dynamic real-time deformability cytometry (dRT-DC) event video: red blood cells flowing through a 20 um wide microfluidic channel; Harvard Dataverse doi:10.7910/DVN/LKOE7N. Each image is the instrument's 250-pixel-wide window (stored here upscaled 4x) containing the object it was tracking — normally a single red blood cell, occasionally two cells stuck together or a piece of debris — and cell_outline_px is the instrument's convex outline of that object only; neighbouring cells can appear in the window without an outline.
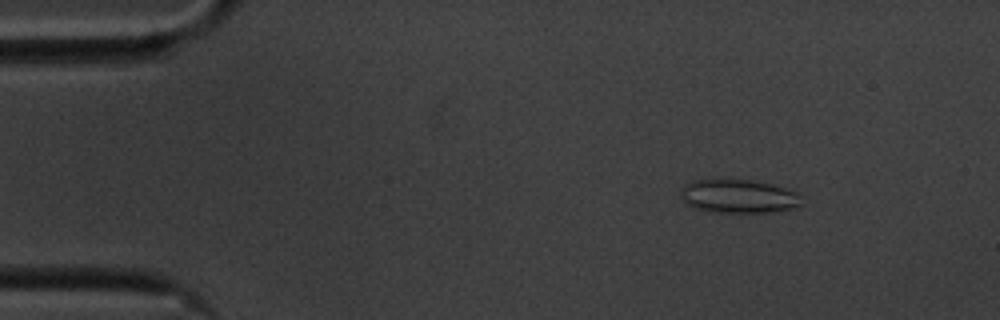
{"species": "common noctule bat (a hibernating species)", "species_latin": "Nyctalus noctula", "temperature_condition": "cold", "stored_images_in_passage": 57, "camera_frame_rate_fps": 3000, "um_per_image_px": 0.085, "animal": {"sex": "male", "body_mass_g": 20.1, "forearm_length_mm": 53.5}, "frame": {"image": 1, "passage_image": 8, "time_ms": 2.333, "image_size_px": [1000, 320], "cell_outline_px": [[804, 204], [792, 208], [768, 212], [708, 212], [692, 208], [680, 196], [680, 188], [684, 184], [692, 180], [752, 180], [772, 184], [796, 192], [800, 196]], "centroid_in_image_um": [62.74, 16.69], "position_along_channel_um": 22.3, "area_um2": 23.76}}
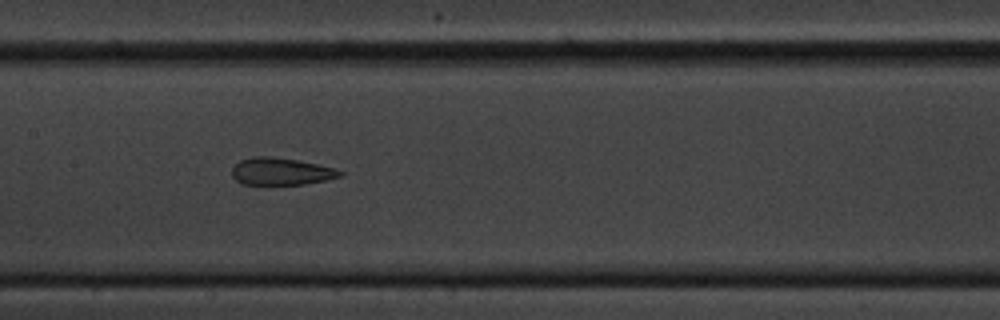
{"frame": {"image": 2, "passage_image": 28, "time_ms": 9.0, "image_size_px": [1000, 320], "cell_outline_px": [[344, 176], [304, 184], [244, 184], [236, 180], [232, 176], [232, 168], [240, 160], [252, 156], [272, 156], [296, 160], [316, 164], [332, 168], [344, 172]], "centroid_in_image_um": [23.87, 14.56], "position_along_channel_um": 183.5, "area_um2": 16.99}}
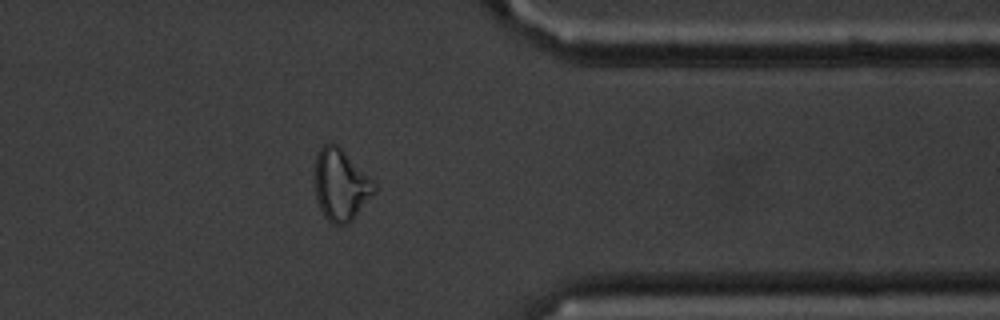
{"frame": {"image": 3, "passage_image": 46, "time_ms": 15.0, "image_size_px": [1000, 320], "cell_outline_px": [[376, 192], [352, 220], [348, 224], [332, 224], [324, 216], [320, 208], [316, 196], [316, 152], [324, 144], [336, 144], [376, 184]], "centroid_in_image_um": [28.97, 15.75], "position_along_channel_um": 382.4, "area_um2": 24.28}, "authors_computed_cell_mechanics": {"area_um2": 21.2704, "velocity_mm_per_s": 3.5126, "shape_relaxation_time_tau1_ms": null, "shape_relaxation_time_tau2_ms": 1.7471, "deformation_change_tau1": null, "deformation_change_tau2": 0.0975}}